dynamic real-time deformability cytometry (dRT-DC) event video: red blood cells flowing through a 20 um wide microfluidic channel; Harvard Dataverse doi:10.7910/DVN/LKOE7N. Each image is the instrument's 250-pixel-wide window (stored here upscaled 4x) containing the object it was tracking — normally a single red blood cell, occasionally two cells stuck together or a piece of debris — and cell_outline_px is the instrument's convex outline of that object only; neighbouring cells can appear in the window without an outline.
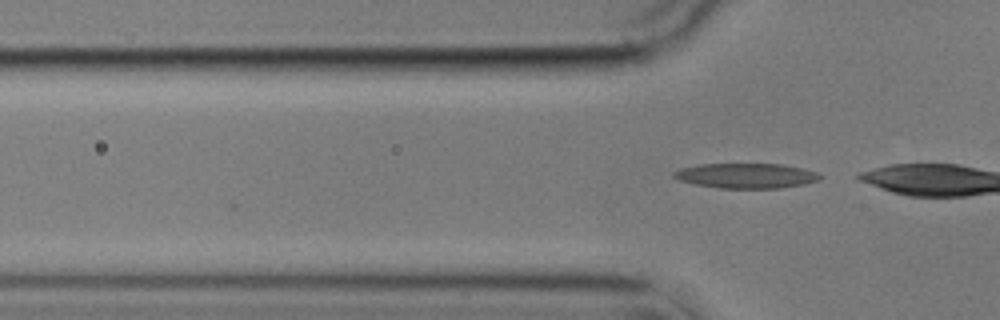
{"species": "common noctule bat (a hibernating species)", "species_latin": "Nyctalus noctula", "temperature_condition": "cold", "stored_images_in_passage": 3, "camera_frame_rate_fps": 3000, "um_per_image_px": 0.085, "animal": {"sex": "male", "body_mass_g": 17.9}, "frame": {"image": 1, "passage_image": 3, "time_ms": 2.333, "image_size_px": [1000, 320], "cell_outline_px": [[824, 176], [820, 180], [804, 184], [780, 188], [720, 188], [696, 184], [680, 180], [672, 176], [672, 172], [680, 168], [700, 164], [780, 164], [800, 168], [816, 172]], "centroid_in_image_um": [63.43, 14.93], "position_along_channel_um": 62.4, "area_um2": 21.21}}